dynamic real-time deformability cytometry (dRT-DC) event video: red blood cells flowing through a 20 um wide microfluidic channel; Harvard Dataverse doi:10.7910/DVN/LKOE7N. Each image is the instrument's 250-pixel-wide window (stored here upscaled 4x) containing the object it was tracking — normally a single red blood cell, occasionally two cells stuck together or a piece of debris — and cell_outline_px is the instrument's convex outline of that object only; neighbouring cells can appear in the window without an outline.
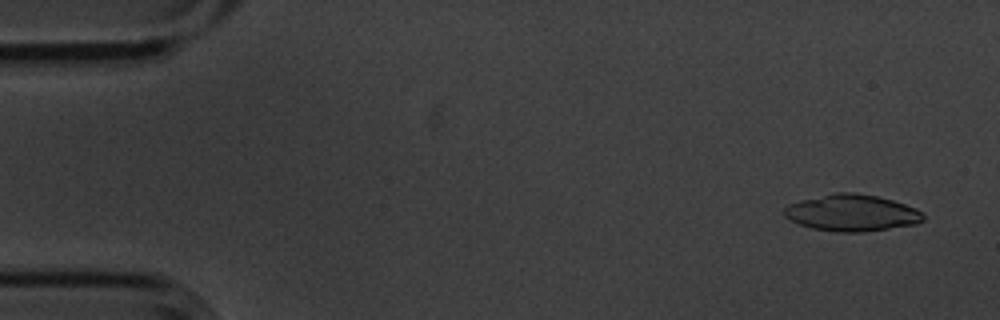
{"species": "common noctule bat (a hibernating species)", "species_latin": "Nyctalus noctula", "temperature_condition": "cold", "stored_images_in_passage": 5, "camera_frame_rate_fps": 3000, "um_per_image_px": 0.085, "animal": {"sex": "male", "body_mass_g": 20.1, "forearm_length_mm": 53.5}, "frame": {"image": 1, "passage_image": 1, "time_ms": 0.0, "image_size_px": [1000, 320], "cell_outline_px": [[924, 220], [916, 224], [860, 232], [836, 232], [812, 228], [800, 224], [784, 216], [784, 208], [788, 204], [800, 200], [836, 192], [856, 192], [876, 196], [892, 200], [916, 208], [924, 216]], "centroid_in_image_um": [72.39, 18.08], "position_along_channel_um": 12.6, "area_um2": 29.48}}